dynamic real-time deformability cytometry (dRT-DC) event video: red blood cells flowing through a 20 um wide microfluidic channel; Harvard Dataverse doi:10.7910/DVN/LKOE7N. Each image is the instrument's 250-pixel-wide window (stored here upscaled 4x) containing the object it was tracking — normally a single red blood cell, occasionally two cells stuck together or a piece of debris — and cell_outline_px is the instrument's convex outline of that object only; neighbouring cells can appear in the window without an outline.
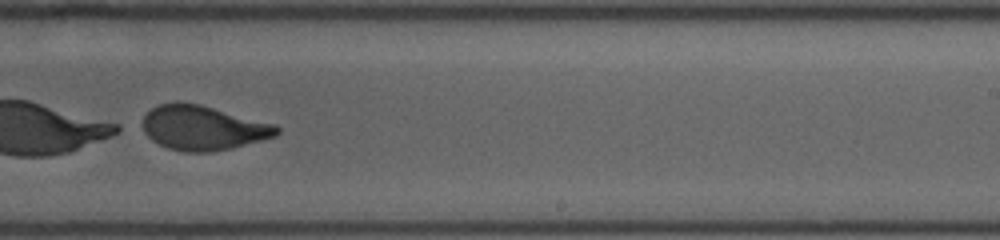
{"species": "human", "species_latin": "Homo sapiens", "temperature_condition": "room temperature", "stored_images_in_passage": 47, "camera_frame_rate_fps": 3000, "um_per_image_px": 0.085, "donor": {"sex": "female"}, "frame": {"image": 1, "passage_image": 29, "time_ms": 9.333, "image_size_px": [1000, 240], "cell_outline_px": [[280, 132], [276, 136], [264, 140], [232, 148], [212, 152], [184, 152], [168, 148], [152, 140], [144, 132], [144, 116], [152, 108], [160, 104], [176, 100], [180, 100], [200, 104], [276, 124], [280, 128]], "centroid_in_image_um": [17.29, 10.85], "position_along_channel_um": 271.7, "area_um2": 35.14}}